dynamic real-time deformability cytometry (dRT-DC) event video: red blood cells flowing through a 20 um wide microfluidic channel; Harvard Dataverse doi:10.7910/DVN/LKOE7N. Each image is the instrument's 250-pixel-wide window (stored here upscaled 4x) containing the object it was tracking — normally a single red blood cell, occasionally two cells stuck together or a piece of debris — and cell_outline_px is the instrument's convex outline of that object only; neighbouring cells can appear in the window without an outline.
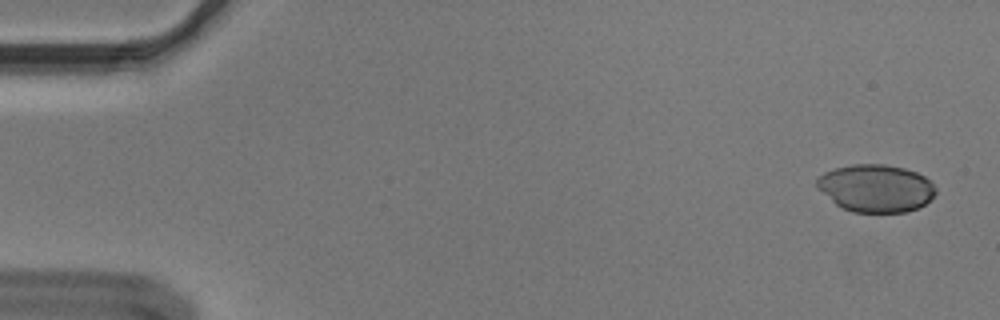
{"species": "Egyptian fruit bat (a non-hibernating species)", "species_latin": "Rousettus aegyptiacus", "temperature_condition": "cold", "stored_images_in_passage": 54, "camera_frame_rate_fps": 3000, "um_per_image_px": 0.085, "animal": {"sex": "male"}, "frame": {"image": 1, "passage_image": 2, "time_ms": 0.333, "image_size_px": [1000, 320], "cell_outline_px": [[936, 192], [924, 204], [908, 212], [852, 212], [836, 204], [816, 188], [816, 176], [824, 172], [836, 168], [852, 164], [884, 164], [904, 168], [916, 172], [924, 176], [936, 188]], "centroid_in_image_um": [74.41, 15.99], "position_along_channel_um": 10.6, "area_um2": 32.89}}
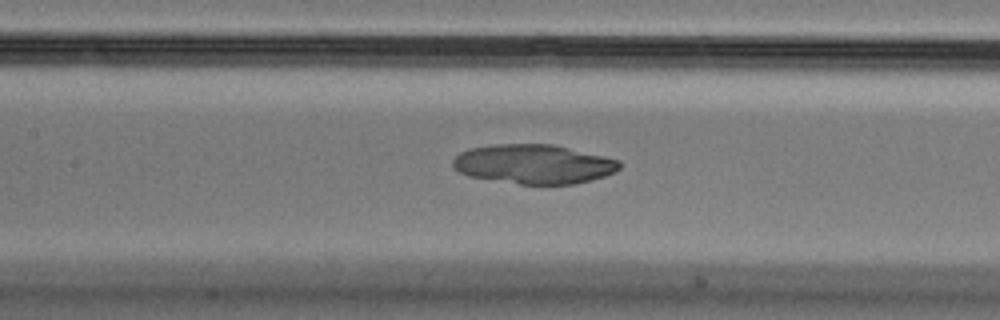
{"frame": {"image": 2, "passage_image": 25, "time_ms": 8.0, "image_size_px": [1000, 320], "cell_outline_px": [[620, 168], [616, 172], [592, 180], [576, 184], [520, 184], [468, 176], [452, 168], [452, 160], [460, 152], [472, 148], [492, 144], [552, 144], [604, 156], [620, 160]], "centroid_in_image_um": [45.36, 13.95], "position_along_channel_um": 162.0, "area_um2": 38.26}}
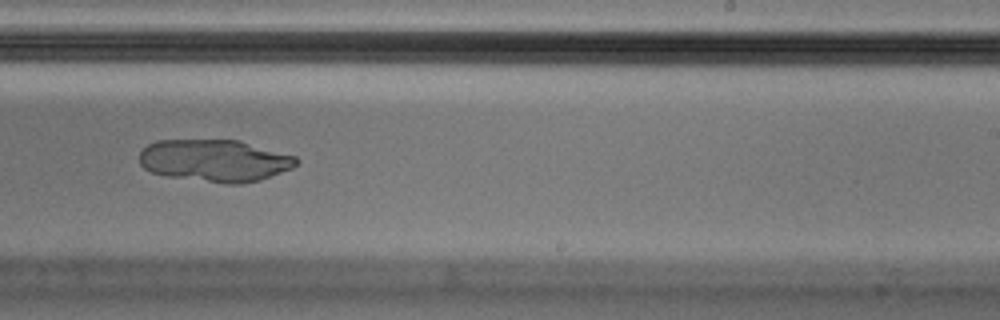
{"frame": {"image": 3, "passage_image": 34, "time_ms": 11.0, "image_size_px": [1000, 320], "cell_outline_px": [[300, 160], [292, 168], [260, 180], [244, 184], [224, 184], [168, 176], [152, 172], [144, 168], [140, 164], [140, 152], [148, 144], [156, 140], [240, 140], [296, 156]], "centroid_in_image_um": [18.28, 13.65], "position_along_channel_um": 270.7, "area_um2": 38.73}}